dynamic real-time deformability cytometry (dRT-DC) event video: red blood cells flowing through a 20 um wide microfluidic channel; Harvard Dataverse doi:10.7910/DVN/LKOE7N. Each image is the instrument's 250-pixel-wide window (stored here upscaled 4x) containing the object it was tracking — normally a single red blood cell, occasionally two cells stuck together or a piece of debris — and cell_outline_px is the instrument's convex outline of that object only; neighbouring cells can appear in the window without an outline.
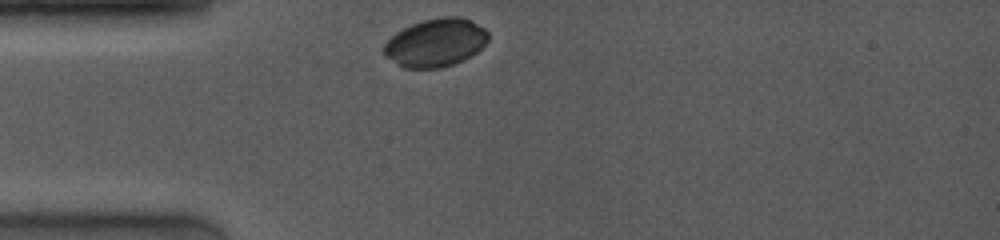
{"species": "common noctule bat (a hibernating species)", "species_latin": "Nyctalus noctula", "temperature_condition": "room temperature", "stored_images_in_passage": 3, "camera_frame_rate_fps": 4000, "um_per_image_px": 0.085, "animal": {"sex": "female", "body_mass_g": 19.0, "forearm_length_mm": 53.3}, "frame": {"image": 1, "passage_image": 1, "time_ms": 0.0, "image_size_px": [1000, 240], "cell_outline_px": [[488, 40], [476, 52], [464, 60], [440, 68], [404, 68], [396, 64], [384, 56], [384, 44], [396, 32], [412, 24], [424, 20], [440, 16], [460, 16], [484, 28], [488, 32]], "centroid_in_image_um": [37.01, 3.63], "position_along_channel_um": 48.0, "area_um2": 29.13}}